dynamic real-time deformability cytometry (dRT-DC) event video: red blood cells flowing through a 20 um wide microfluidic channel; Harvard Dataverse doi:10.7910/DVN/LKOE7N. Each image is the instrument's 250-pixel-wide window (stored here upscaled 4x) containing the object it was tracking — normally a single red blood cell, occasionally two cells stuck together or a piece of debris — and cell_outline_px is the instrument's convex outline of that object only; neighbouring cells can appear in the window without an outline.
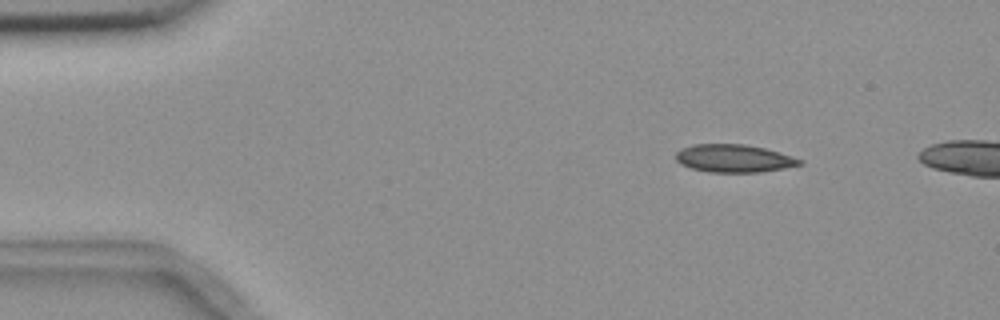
{"species": "common noctule bat (a hibernating species)", "species_latin": "Nyctalus noctula", "temperature_condition": "room temperature", "stored_images_in_passage": 4, "camera_frame_rate_fps": 3000, "um_per_image_px": 0.085, "animal": {"sex": "female", "body_mass_g": 18.4}, "frame": {"image": 1, "passage_image": 2, "time_ms": 2.333, "image_size_px": [1000, 320], "cell_outline_px": [[804, 164], [784, 168], [756, 172], [708, 172], [692, 168], [680, 164], [676, 160], [676, 152], [680, 148], [692, 144], [744, 144], [764, 148], [804, 160]], "centroid_in_image_um": [62.35, 13.46], "position_along_channel_um": 22.6, "area_um2": 20.06}}